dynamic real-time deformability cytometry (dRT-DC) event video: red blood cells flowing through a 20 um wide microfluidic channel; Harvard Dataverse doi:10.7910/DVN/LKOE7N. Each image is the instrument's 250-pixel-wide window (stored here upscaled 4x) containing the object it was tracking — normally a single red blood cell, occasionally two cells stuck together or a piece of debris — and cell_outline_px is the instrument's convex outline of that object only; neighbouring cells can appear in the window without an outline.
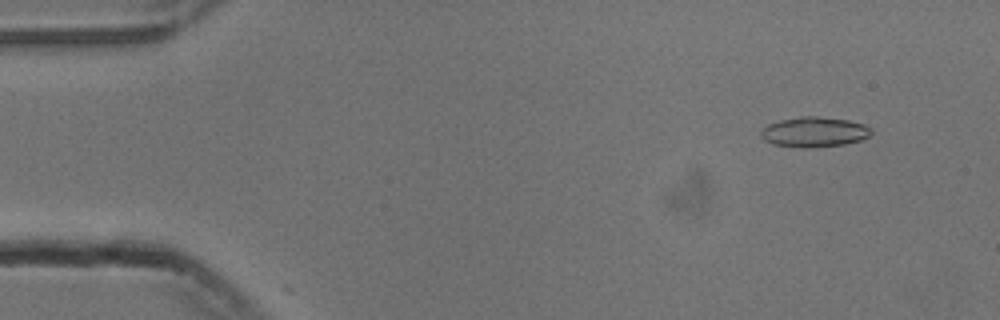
{"species": "common noctule bat (a hibernating species)", "species_latin": "Nyctalus noctula", "temperature_condition": "cold", "stored_images_in_passage": 16, "camera_frame_rate_fps": 3000, "um_per_image_px": 0.085, "animal": {"sex": "male", "body_mass_g": 13.3}, "frame": {"image": 1, "passage_image": 5, "time_ms": 1.333, "image_size_px": [1000, 320], "cell_outline_px": [[872, 132], [868, 136], [860, 140], [844, 144], [808, 148], [800, 148], [772, 144], [764, 140], [760, 136], [760, 128], [768, 124], [780, 120], [800, 116], [816, 116], [848, 120], [864, 124], [872, 128]], "centroid_in_image_um": [69.17, 11.22], "position_along_channel_um": 15.8, "area_um2": 19.54}}
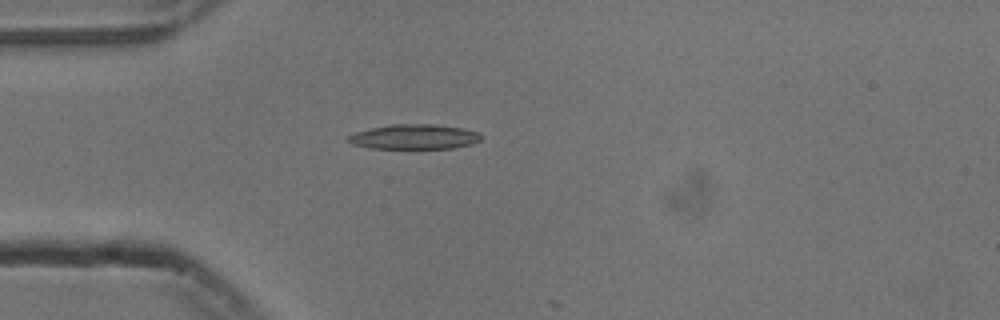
{"frame": {"image": 2, "passage_image": 15, "time_ms": 4.667, "image_size_px": [1000, 320], "cell_outline_px": [[480, 140], [472, 144], [452, 148], [368, 148], [352, 144], [348, 140], [348, 136], [356, 132], [372, 128], [392, 124], [432, 124], [460, 128], [480, 132]], "centroid_in_image_um": [35.21, 11.63], "position_along_channel_um": 49.8, "area_um2": 19.02}}